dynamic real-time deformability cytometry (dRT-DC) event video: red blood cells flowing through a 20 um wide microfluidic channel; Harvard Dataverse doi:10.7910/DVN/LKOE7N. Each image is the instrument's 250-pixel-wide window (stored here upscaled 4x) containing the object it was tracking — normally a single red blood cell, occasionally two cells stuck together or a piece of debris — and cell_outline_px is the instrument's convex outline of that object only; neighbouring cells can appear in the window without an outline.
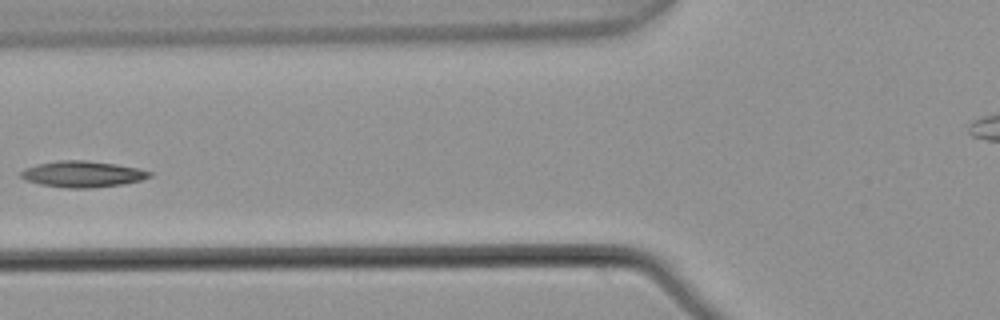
{"species": "common noctule bat (a hibernating species)", "species_latin": "Nyctalus noctula", "temperature_condition": "warm", "stored_images_in_passage": 6, "camera_frame_rate_fps": 3000, "um_per_image_px": 0.085, "animal": {"sex": "male", "body_mass_g": 21.5, "forearm_length_mm": 52.0}, "frame": {"image": 1, "passage_image": 6, "time_ms": 1.667, "image_size_px": [1000, 320], "cell_outline_px": [[152, 176], [140, 180], [124, 184], [92, 188], [68, 188], [40, 184], [24, 180], [20, 176], [20, 172], [24, 168], [36, 164], [60, 160], [84, 160], [116, 164], [140, 168], [152, 172]], "centroid_in_image_um": [7.01, 14.79], "position_along_channel_um": 118.8, "area_um2": 19.77}}